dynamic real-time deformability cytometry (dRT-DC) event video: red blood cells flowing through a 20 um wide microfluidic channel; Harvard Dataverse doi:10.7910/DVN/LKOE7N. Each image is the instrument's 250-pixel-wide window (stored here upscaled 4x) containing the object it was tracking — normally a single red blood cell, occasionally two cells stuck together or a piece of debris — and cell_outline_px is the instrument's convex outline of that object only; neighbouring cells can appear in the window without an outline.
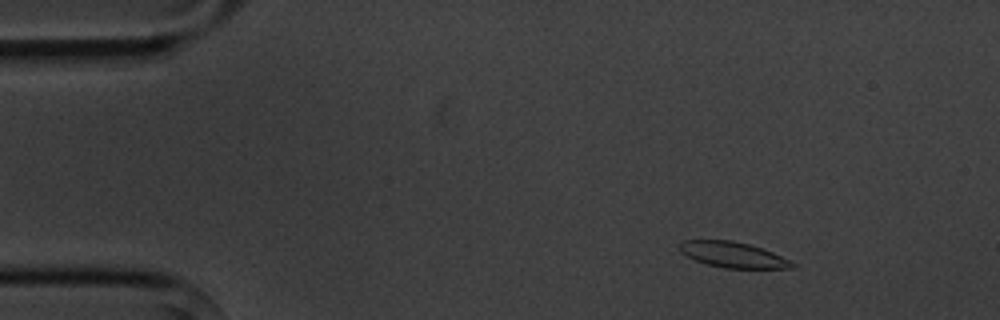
{"species": "common noctule bat (a hibernating species)", "species_latin": "Nyctalus noctula", "temperature_condition": "cold", "stored_images_in_passage": 4, "camera_frame_rate_fps": 3000, "um_per_image_px": 0.085, "animal": {"sex": "male", "body_mass_g": 20.1, "forearm_length_mm": 53.5}, "frame": {"image": 1, "passage_image": 2, "time_ms": 1.333, "image_size_px": [1000, 320], "cell_outline_px": [[796, 268], [724, 268], [708, 264], [696, 260], [680, 252], [676, 244], [680, 240], [732, 240], [748, 244], [772, 252], [796, 264]], "centroid_in_image_um": [62.24, 21.64], "position_along_channel_um": 22.8, "area_um2": 16.76}}